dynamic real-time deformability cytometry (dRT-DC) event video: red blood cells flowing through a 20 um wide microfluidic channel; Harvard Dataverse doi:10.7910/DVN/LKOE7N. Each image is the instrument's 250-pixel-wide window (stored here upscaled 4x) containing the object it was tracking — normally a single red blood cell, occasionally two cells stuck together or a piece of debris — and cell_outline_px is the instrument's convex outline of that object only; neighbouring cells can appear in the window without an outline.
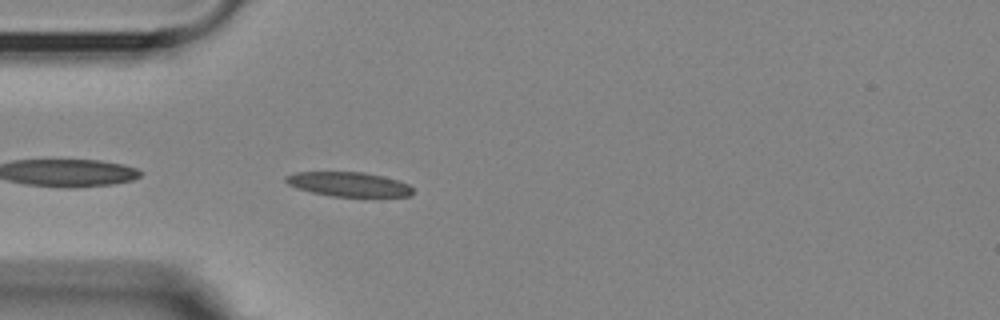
{"species": "Egyptian fruit bat (a non-hibernating species)", "species_latin": "Rousettus aegyptiacus", "temperature_condition": "room temperature", "stored_images_in_passage": 42, "camera_frame_rate_fps": 3000, "um_per_image_px": 0.085, "animal": {"sex": "female"}, "frame": {"image": 1, "passage_image": 2, "time_ms": 0.333, "image_size_px": [1000, 320], "cell_outline_px": [[412, 192], [408, 196], [332, 196], [312, 192], [288, 184], [284, 180], [284, 176], [296, 172], [364, 172], [384, 176], [408, 184], [412, 188]], "centroid_in_image_um": [29.61, 15.65], "position_along_channel_um": 55.4, "area_um2": 17.8}}
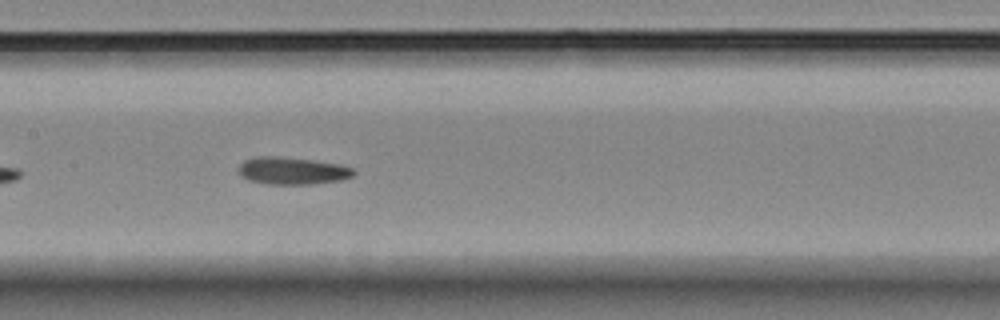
{"frame": {"image": 2, "passage_image": 13, "time_ms": 4.0, "image_size_px": [1000, 320], "cell_outline_px": [[356, 172], [352, 176], [340, 180], [308, 184], [268, 184], [248, 180], [240, 176], [240, 164], [244, 160], [256, 156], [276, 156], [312, 160], [340, 164], [352, 168]], "centroid_in_image_um": [24.83, 14.51], "position_along_channel_um": 182.6, "area_um2": 18.21}}
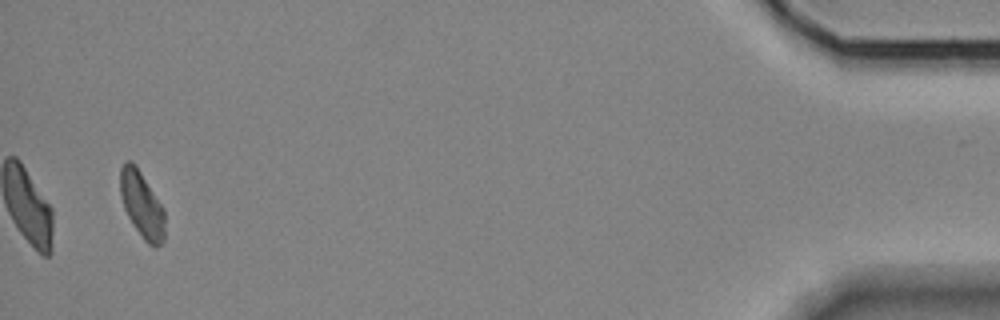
{"frame": {"image": 3, "passage_image": 40, "time_ms": 13.0, "image_size_px": [1000, 320], "cell_outline_px": [[164, 240], [156, 248], [148, 244], [144, 240], [132, 224], [124, 208], [120, 196], [120, 168], [124, 160], [132, 160], [136, 164], [164, 208]], "centroid_in_image_um": [12.04, 17.36], "position_along_channel_um": 423.2, "area_um2": 17.46}, "authors_computed_cell_mechanics": {"area_um2": 17.918, "velocity_mm_per_s": 3.5733, "shape_relaxation_time_tau1_ms": 5.7097, "shape_relaxation_time_tau2_ms": 4.7018, "deformation_change_tau1": 0.1141, "deformation_change_tau2": 0.1166}}